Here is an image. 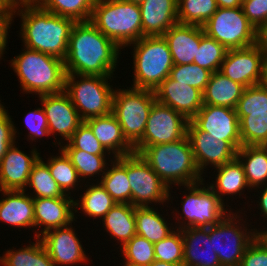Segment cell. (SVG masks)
Returning a JSON list of instances; mask_svg holds the SVG:
<instances>
[{"label": "cell", "mask_w": 267, "mask_h": 266, "mask_svg": "<svg viewBox=\"0 0 267 266\" xmlns=\"http://www.w3.org/2000/svg\"><path fill=\"white\" fill-rule=\"evenodd\" d=\"M15 11H0V59L6 52L7 39L9 36L8 30L14 18Z\"/></svg>", "instance_id": "816d5d0a"}, {"label": "cell", "mask_w": 267, "mask_h": 266, "mask_svg": "<svg viewBox=\"0 0 267 266\" xmlns=\"http://www.w3.org/2000/svg\"><path fill=\"white\" fill-rule=\"evenodd\" d=\"M265 148H267V141H266V143L263 145Z\"/></svg>", "instance_id": "03108f58"}, {"label": "cell", "mask_w": 267, "mask_h": 266, "mask_svg": "<svg viewBox=\"0 0 267 266\" xmlns=\"http://www.w3.org/2000/svg\"><path fill=\"white\" fill-rule=\"evenodd\" d=\"M23 47L65 60L75 21L44 10L38 3H16Z\"/></svg>", "instance_id": "7a4b0ae2"}, {"label": "cell", "mask_w": 267, "mask_h": 266, "mask_svg": "<svg viewBox=\"0 0 267 266\" xmlns=\"http://www.w3.org/2000/svg\"><path fill=\"white\" fill-rule=\"evenodd\" d=\"M0 102H1V100H0ZM3 108H4L3 104L0 103V111H1Z\"/></svg>", "instance_id": "e7e4bbea"}, {"label": "cell", "mask_w": 267, "mask_h": 266, "mask_svg": "<svg viewBox=\"0 0 267 266\" xmlns=\"http://www.w3.org/2000/svg\"><path fill=\"white\" fill-rule=\"evenodd\" d=\"M244 168L247 183L251 188L267 184V148L264 146H241L236 156Z\"/></svg>", "instance_id": "1f68e13d"}, {"label": "cell", "mask_w": 267, "mask_h": 266, "mask_svg": "<svg viewBox=\"0 0 267 266\" xmlns=\"http://www.w3.org/2000/svg\"><path fill=\"white\" fill-rule=\"evenodd\" d=\"M149 266H183V265L162 262L155 259Z\"/></svg>", "instance_id": "91938a15"}, {"label": "cell", "mask_w": 267, "mask_h": 266, "mask_svg": "<svg viewBox=\"0 0 267 266\" xmlns=\"http://www.w3.org/2000/svg\"><path fill=\"white\" fill-rule=\"evenodd\" d=\"M204 185L203 180L194 184L184 185L188 194L185 192L184 199L181 201L182 214L178 213L180 217L178 215L175 216L178 218V222L175 223H179V225L177 224L178 227L175 226V228H208L217 224L228 212H231V210L228 211V208H225V203L220 200L208 184ZM181 220L183 221L181 222Z\"/></svg>", "instance_id": "9c48e42d"}, {"label": "cell", "mask_w": 267, "mask_h": 266, "mask_svg": "<svg viewBox=\"0 0 267 266\" xmlns=\"http://www.w3.org/2000/svg\"><path fill=\"white\" fill-rule=\"evenodd\" d=\"M131 45L134 51L131 87L155 91L174 66L166 39L163 35L144 36L128 47Z\"/></svg>", "instance_id": "8992f818"}, {"label": "cell", "mask_w": 267, "mask_h": 266, "mask_svg": "<svg viewBox=\"0 0 267 266\" xmlns=\"http://www.w3.org/2000/svg\"><path fill=\"white\" fill-rule=\"evenodd\" d=\"M227 51L228 49L224 45L208 37L203 26H200V46L197 48L194 64L206 68L212 73L219 71Z\"/></svg>", "instance_id": "f35d334b"}, {"label": "cell", "mask_w": 267, "mask_h": 266, "mask_svg": "<svg viewBox=\"0 0 267 266\" xmlns=\"http://www.w3.org/2000/svg\"><path fill=\"white\" fill-rule=\"evenodd\" d=\"M58 153H60L58 156L53 155L48 158L45 164L48 166L51 176L61 190L71 196L70 191L76 190L79 185L78 182L82 181V179H80L78 172L66 153L61 148H59Z\"/></svg>", "instance_id": "8d00e7d4"}, {"label": "cell", "mask_w": 267, "mask_h": 266, "mask_svg": "<svg viewBox=\"0 0 267 266\" xmlns=\"http://www.w3.org/2000/svg\"><path fill=\"white\" fill-rule=\"evenodd\" d=\"M156 101L191 120L203 106V93L169 76L155 89Z\"/></svg>", "instance_id": "d6986e66"}, {"label": "cell", "mask_w": 267, "mask_h": 266, "mask_svg": "<svg viewBox=\"0 0 267 266\" xmlns=\"http://www.w3.org/2000/svg\"><path fill=\"white\" fill-rule=\"evenodd\" d=\"M18 148L14 143L0 162V191L24 190L32 167L40 158V153L34 147L28 155Z\"/></svg>", "instance_id": "ffe728a7"}, {"label": "cell", "mask_w": 267, "mask_h": 266, "mask_svg": "<svg viewBox=\"0 0 267 266\" xmlns=\"http://www.w3.org/2000/svg\"><path fill=\"white\" fill-rule=\"evenodd\" d=\"M22 51L10 61V67L24 93L41 96L64 92V60L26 47Z\"/></svg>", "instance_id": "277c9868"}, {"label": "cell", "mask_w": 267, "mask_h": 266, "mask_svg": "<svg viewBox=\"0 0 267 266\" xmlns=\"http://www.w3.org/2000/svg\"><path fill=\"white\" fill-rule=\"evenodd\" d=\"M154 206L135 207L136 234L153 244L165 239L176 229L173 226L169 227L173 224L168 223Z\"/></svg>", "instance_id": "4dcf8cb0"}, {"label": "cell", "mask_w": 267, "mask_h": 266, "mask_svg": "<svg viewBox=\"0 0 267 266\" xmlns=\"http://www.w3.org/2000/svg\"><path fill=\"white\" fill-rule=\"evenodd\" d=\"M15 3H37L39 0H13Z\"/></svg>", "instance_id": "6125c7cd"}, {"label": "cell", "mask_w": 267, "mask_h": 266, "mask_svg": "<svg viewBox=\"0 0 267 266\" xmlns=\"http://www.w3.org/2000/svg\"><path fill=\"white\" fill-rule=\"evenodd\" d=\"M35 228L44 227L35 231L39 237L48 230L64 227L76 221L74 215V198L65 195L57 198H33Z\"/></svg>", "instance_id": "44dd1931"}, {"label": "cell", "mask_w": 267, "mask_h": 266, "mask_svg": "<svg viewBox=\"0 0 267 266\" xmlns=\"http://www.w3.org/2000/svg\"><path fill=\"white\" fill-rule=\"evenodd\" d=\"M34 240L36 241L32 243V266H55L41 240L38 237Z\"/></svg>", "instance_id": "f5cc1de1"}, {"label": "cell", "mask_w": 267, "mask_h": 266, "mask_svg": "<svg viewBox=\"0 0 267 266\" xmlns=\"http://www.w3.org/2000/svg\"><path fill=\"white\" fill-rule=\"evenodd\" d=\"M240 266H267V244L258 236L246 247Z\"/></svg>", "instance_id": "7dc6e473"}, {"label": "cell", "mask_w": 267, "mask_h": 266, "mask_svg": "<svg viewBox=\"0 0 267 266\" xmlns=\"http://www.w3.org/2000/svg\"><path fill=\"white\" fill-rule=\"evenodd\" d=\"M187 137L190 141L196 165L202 176L209 166L218 167L232 161L237 150L228 142L212 137L199 130L191 121L187 125Z\"/></svg>", "instance_id": "2e32d148"}, {"label": "cell", "mask_w": 267, "mask_h": 266, "mask_svg": "<svg viewBox=\"0 0 267 266\" xmlns=\"http://www.w3.org/2000/svg\"><path fill=\"white\" fill-rule=\"evenodd\" d=\"M242 146H263L267 141V113L250 114L240 121Z\"/></svg>", "instance_id": "60d3db41"}, {"label": "cell", "mask_w": 267, "mask_h": 266, "mask_svg": "<svg viewBox=\"0 0 267 266\" xmlns=\"http://www.w3.org/2000/svg\"><path fill=\"white\" fill-rule=\"evenodd\" d=\"M124 1H128V2H132V3L140 4L144 0H124Z\"/></svg>", "instance_id": "be15d7a7"}, {"label": "cell", "mask_w": 267, "mask_h": 266, "mask_svg": "<svg viewBox=\"0 0 267 266\" xmlns=\"http://www.w3.org/2000/svg\"><path fill=\"white\" fill-rule=\"evenodd\" d=\"M205 34L227 49L245 48L257 43V30L244 15L242 6L217 8L203 25Z\"/></svg>", "instance_id": "8fae6325"}, {"label": "cell", "mask_w": 267, "mask_h": 266, "mask_svg": "<svg viewBox=\"0 0 267 266\" xmlns=\"http://www.w3.org/2000/svg\"><path fill=\"white\" fill-rule=\"evenodd\" d=\"M90 22L119 48L142 38L139 4L124 0H96Z\"/></svg>", "instance_id": "5b68a950"}, {"label": "cell", "mask_w": 267, "mask_h": 266, "mask_svg": "<svg viewBox=\"0 0 267 266\" xmlns=\"http://www.w3.org/2000/svg\"><path fill=\"white\" fill-rule=\"evenodd\" d=\"M190 121L212 137L228 141L236 150L242 146L239 118L233 108L203 104Z\"/></svg>", "instance_id": "9a60e30c"}, {"label": "cell", "mask_w": 267, "mask_h": 266, "mask_svg": "<svg viewBox=\"0 0 267 266\" xmlns=\"http://www.w3.org/2000/svg\"><path fill=\"white\" fill-rule=\"evenodd\" d=\"M74 149L83 150L93 155H106L109 153L93 135L91 128L83 122L67 141Z\"/></svg>", "instance_id": "f6af8a7d"}, {"label": "cell", "mask_w": 267, "mask_h": 266, "mask_svg": "<svg viewBox=\"0 0 267 266\" xmlns=\"http://www.w3.org/2000/svg\"><path fill=\"white\" fill-rule=\"evenodd\" d=\"M178 23L203 26L217 11L216 0H178Z\"/></svg>", "instance_id": "74e56055"}, {"label": "cell", "mask_w": 267, "mask_h": 266, "mask_svg": "<svg viewBox=\"0 0 267 266\" xmlns=\"http://www.w3.org/2000/svg\"><path fill=\"white\" fill-rule=\"evenodd\" d=\"M174 65L193 63L200 46V26L177 23L163 34Z\"/></svg>", "instance_id": "484cf974"}, {"label": "cell", "mask_w": 267, "mask_h": 266, "mask_svg": "<svg viewBox=\"0 0 267 266\" xmlns=\"http://www.w3.org/2000/svg\"><path fill=\"white\" fill-rule=\"evenodd\" d=\"M178 0H144L139 4L142 37L163 35L178 23Z\"/></svg>", "instance_id": "603a6c76"}, {"label": "cell", "mask_w": 267, "mask_h": 266, "mask_svg": "<svg viewBox=\"0 0 267 266\" xmlns=\"http://www.w3.org/2000/svg\"><path fill=\"white\" fill-rule=\"evenodd\" d=\"M111 77L113 78V76L66 74L64 92L70 97L83 121L112 112L115 89L108 81Z\"/></svg>", "instance_id": "52a82bcc"}, {"label": "cell", "mask_w": 267, "mask_h": 266, "mask_svg": "<svg viewBox=\"0 0 267 266\" xmlns=\"http://www.w3.org/2000/svg\"><path fill=\"white\" fill-rule=\"evenodd\" d=\"M113 159V160H112ZM109 160L111 168L107 167L100 178V184L110 194L116 203L131 204V188L127 176V155Z\"/></svg>", "instance_id": "f546056e"}, {"label": "cell", "mask_w": 267, "mask_h": 266, "mask_svg": "<svg viewBox=\"0 0 267 266\" xmlns=\"http://www.w3.org/2000/svg\"><path fill=\"white\" fill-rule=\"evenodd\" d=\"M93 135L113 158H119L135 152L134 147L126 140L117 118L111 112L107 115L93 117L84 121Z\"/></svg>", "instance_id": "cb8c5ba5"}, {"label": "cell", "mask_w": 267, "mask_h": 266, "mask_svg": "<svg viewBox=\"0 0 267 266\" xmlns=\"http://www.w3.org/2000/svg\"><path fill=\"white\" fill-rule=\"evenodd\" d=\"M15 4L13 0H0V11H15Z\"/></svg>", "instance_id": "680465c9"}, {"label": "cell", "mask_w": 267, "mask_h": 266, "mask_svg": "<svg viewBox=\"0 0 267 266\" xmlns=\"http://www.w3.org/2000/svg\"><path fill=\"white\" fill-rule=\"evenodd\" d=\"M119 49L90 21L75 22L64 60L66 74L112 76Z\"/></svg>", "instance_id": "6da1fadb"}, {"label": "cell", "mask_w": 267, "mask_h": 266, "mask_svg": "<svg viewBox=\"0 0 267 266\" xmlns=\"http://www.w3.org/2000/svg\"><path fill=\"white\" fill-rule=\"evenodd\" d=\"M39 158V160L33 165L31 173L29 175L27 187L33 189V198H57L63 197L66 194L61 190L57 182L51 176L50 170L45 162Z\"/></svg>", "instance_id": "d590c367"}, {"label": "cell", "mask_w": 267, "mask_h": 266, "mask_svg": "<svg viewBox=\"0 0 267 266\" xmlns=\"http://www.w3.org/2000/svg\"><path fill=\"white\" fill-rule=\"evenodd\" d=\"M183 236V266H221L209 237V227L181 229Z\"/></svg>", "instance_id": "7402d4cb"}, {"label": "cell", "mask_w": 267, "mask_h": 266, "mask_svg": "<svg viewBox=\"0 0 267 266\" xmlns=\"http://www.w3.org/2000/svg\"><path fill=\"white\" fill-rule=\"evenodd\" d=\"M262 187H265L264 189ZM259 189L261 188L263 192L260 191L261 195L259 196V200L257 201V204L259 206V210H261V214H263V218H267V184L261 187H258Z\"/></svg>", "instance_id": "11a10c76"}, {"label": "cell", "mask_w": 267, "mask_h": 266, "mask_svg": "<svg viewBox=\"0 0 267 266\" xmlns=\"http://www.w3.org/2000/svg\"><path fill=\"white\" fill-rule=\"evenodd\" d=\"M127 176L131 188V205L135 207L170 201V189L138 153L127 155Z\"/></svg>", "instance_id": "7c38bea8"}, {"label": "cell", "mask_w": 267, "mask_h": 266, "mask_svg": "<svg viewBox=\"0 0 267 266\" xmlns=\"http://www.w3.org/2000/svg\"><path fill=\"white\" fill-rule=\"evenodd\" d=\"M257 236L267 244V228L264 231L257 232Z\"/></svg>", "instance_id": "94428289"}, {"label": "cell", "mask_w": 267, "mask_h": 266, "mask_svg": "<svg viewBox=\"0 0 267 266\" xmlns=\"http://www.w3.org/2000/svg\"><path fill=\"white\" fill-rule=\"evenodd\" d=\"M134 150L169 189L172 184L183 187L204 180L196 165L187 135L176 142L134 147Z\"/></svg>", "instance_id": "3957f363"}, {"label": "cell", "mask_w": 267, "mask_h": 266, "mask_svg": "<svg viewBox=\"0 0 267 266\" xmlns=\"http://www.w3.org/2000/svg\"><path fill=\"white\" fill-rule=\"evenodd\" d=\"M232 210L217 224L209 227V237L221 266H240L246 247L259 232L255 228L247 229L249 227L238 214L241 212L236 214Z\"/></svg>", "instance_id": "30bf717a"}, {"label": "cell", "mask_w": 267, "mask_h": 266, "mask_svg": "<svg viewBox=\"0 0 267 266\" xmlns=\"http://www.w3.org/2000/svg\"><path fill=\"white\" fill-rule=\"evenodd\" d=\"M101 220L104 230L121 247L136 235L135 206L131 204L116 203Z\"/></svg>", "instance_id": "83f0119b"}, {"label": "cell", "mask_w": 267, "mask_h": 266, "mask_svg": "<svg viewBox=\"0 0 267 266\" xmlns=\"http://www.w3.org/2000/svg\"><path fill=\"white\" fill-rule=\"evenodd\" d=\"M219 8H237L242 6V0H216Z\"/></svg>", "instance_id": "9f6ffc18"}, {"label": "cell", "mask_w": 267, "mask_h": 266, "mask_svg": "<svg viewBox=\"0 0 267 266\" xmlns=\"http://www.w3.org/2000/svg\"><path fill=\"white\" fill-rule=\"evenodd\" d=\"M188 122L171 107L156 101L150 110L143 137L134 147H148L183 139L187 135Z\"/></svg>", "instance_id": "4fadbf2b"}, {"label": "cell", "mask_w": 267, "mask_h": 266, "mask_svg": "<svg viewBox=\"0 0 267 266\" xmlns=\"http://www.w3.org/2000/svg\"><path fill=\"white\" fill-rule=\"evenodd\" d=\"M38 238L55 266L86 264L85 262L89 260L72 222L67 226L48 230Z\"/></svg>", "instance_id": "e0dca14e"}, {"label": "cell", "mask_w": 267, "mask_h": 266, "mask_svg": "<svg viewBox=\"0 0 267 266\" xmlns=\"http://www.w3.org/2000/svg\"><path fill=\"white\" fill-rule=\"evenodd\" d=\"M257 44L267 54V22L257 30Z\"/></svg>", "instance_id": "db71d44e"}, {"label": "cell", "mask_w": 267, "mask_h": 266, "mask_svg": "<svg viewBox=\"0 0 267 266\" xmlns=\"http://www.w3.org/2000/svg\"><path fill=\"white\" fill-rule=\"evenodd\" d=\"M217 170L215 176V181L209 183L208 185L224 203L225 195H238L241 196V192L245 188L250 190V187L247 183L246 176L244 173V168L239 159L236 157L232 161L227 162L221 166L215 167ZM216 187V188H215Z\"/></svg>", "instance_id": "f1b7e54d"}, {"label": "cell", "mask_w": 267, "mask_h": 266, "mask_svg": "<svg viewBox=\"0 0 267 266\" xmlns=\"http://www.w3.org/2000/svg\"><path fill=\"white\" fill-rule=\"evenodd\" d=\"M44 10L75 22L90 21L96 0H39Z\"/></svg>", "instance_id": "e575fe53"}, {"label": "cell", "mask_w": 267, "mask_h": 266, "mask_svg": "<svg viewBox=\"0 0 267 266\" xmlns=\"http://www.w3.org/2000/svg\"><path fill=\"white\" fill-rule=\"evenodd\" d=\"M267 91V54L264 58V63L262 66L261 80L259 83Z\"/></svg>", "instance_id": "6f0895ef"}, {"label": "cell", "mask_w": 267, "mask_h": 266, "mask_svg": "<svg viewBox=\"0 0 267 266\" xmlns=\"http://www.w3.org/2000/svg\"><path fill=\"white\" fill-rule=\"evenodd\" d=\"M155 259L183 265V236L181 229H175L165 239L154 244Z\"/></svg>", "instance_id": "ee69618b"}, {"label": "cell", "mask_w": 267, "mask_h": 266, "mask_svg": "<svg viewBox=\"0 0 267 266\" xmlns=\"http://www.w3.org/2000/svg\"><path fill=\"white\" fill-rule=\"evenodd\" d=\"M212 72L194 63L174 65L169 77L179 83L197 88L202 93L209 82Z\"/></svg>", "instance_id": "7bdbcfd3"}, {"label": "cell", "mask_w": 267, "mask_h": 266, "mask_svg": "<svg viewBox=\"0 0 267 266\" xmlns=\"http://www.w3.org/2000/svg\"><path fill=\"white\" fill-rule=\"evenodd\" d=\"M1 266H32V242L18 250L14 247L0 256Z\"/></svg>", "instance_id": "f907efd6"}, {"label": "cell", "mask_w": 267, "mask_h": 266, "mask_svg": "<svg viewBox=\"0 0 267 266\" xmlns=\"http://www.w3.org/2000/svg\"><path fill=\"white\" fill-rule=\"evenodd\" d=\"M265 56V51L257 43L245 48L228 49L219 71L245 88L257 85L261 80Z\"/></svg>", "instance_id": "5bb4252c"}, {"label": "cell", "mask_w": 267, "mask_h": 266, "mask_svg": "<svg viewBox=\"0 0 267 266\" xmlns=\"http://www.w3.org/2000/svg\"><path fill=\"white\" fill-rule=\"evenodd\" d=\"M59 140L61 142L59 141L57 144L59 143L60 148L71 160L79 177L82 178V182L87 178L90 180V177H94V175L103 177L108 165V163L106 164V155L89 154L83 150L74 149L68 142L65 144L61 139ZM61 143L64 144L61 145Z\"/></svg>", "instance_id": "836d02e7"}, {"label": "cell", "mask_w": 267, "mask_h": 266, "mask_svg": "<svg viewBox=\"0 0 267 266\" xmlns=\"http://www.w3.org/2000/svg\"><path fill=\"white\" fill-rule=\"evenodd\" d=\"M5 107L0 111V162L6 151L16 143L17 129Z\"/></svg>", "instance_id": "c3c4849f"}, {"label": "cell", "mask_w": 267, "mask_h": 266, "mask_svg": "<svg viewBox=\"0 0 267 266\" xmlns=\"http://www.w3.org/2000/svg\"><path fill=\"white\" fill-rule=\"evenodd\" d=\"M0 221L20 228L35 227L33 197L25 190H2Z\"/></svg>", "instance_id": "d4e9b609"}, {"label": "cell", "mask_w": 267, "mask_h": 266, "mask_svg": "<svg viewBox=\"0 0 267 266\" xmlns=\"http://www.w3.org/2000/svg\"><path fill=\"white\" fill-rule=\"evenodd\" d=\"M235 111L239 121L250 114L267 113V91L260 84L246 87Z\"/></svg>", "instance_id": "b9f144b4"}, {"label": "cell", "mask_w": 267, "mask_h": 266, "mask_svg": "<svg viewBox=\"0 0 267 266\" xmlns=\"http://www.w3.org/2000/svg\"><path fill=\"white\" fill-rule=\"evenodd\" d=\"M242 9L256 30L267 22V0H242Z\"/></svg>", "instance_id": "681fc988"}, {"label": "cell", "mask_w": 267, "mask_h": 266, "mask_svg": "<svg viewBox=\"0 0 267 266\" xmlns=\"http://www.w3.org/2000/svg\"><path fill=\"white\" fill-rule=\"evenodd\" d=\"M85 184L87 189L79 196L80 200H74V215L78 208L82 209L84 215L94 219L103 218L107 212L116 204L110 194L104 189L97 179V183ZM77 208V209H76Z\"/></svg>", "instance_id": "d6a6232c"}, {"label": "cell", "mask_w": 267, "mask_h": 266, "mask_svg": "<svg viewBox=\"0 0 267 266\" xmlns=\"http://www.w3.org/2000/svg\"><path fill=\"white\" fill-rule=\"evenodd\" d=\"M45 111L50 136L55 134L68 141L84 122L77 109L65 93L38 96ZM52 134V135H51Z\"/></svg>", "instance_id": "ac0fdd59"}, {"label": "cell", "mask_w": 267, "mask_h": 266, "mask_svg": "<svg viewBox=\"0 0 267 266\" xmlns=\"http://www.w3.org/2000/svg\"><path fill=\"white\" fill-rule=\"evenodd\" d=\"M244 89L220 71L213 72L203 92V104L235 109Z\"/></svg>", "instance_id": "4316f807"}, {"label": "cell", "mask_w": 267, "mask_h": 266, "mask_svg": "<svg viewBox=\"0 0 267 266\" xmlns=\"http://www.w3.org/2000/svg\"><path fill=\"white\" fill-rule=\"evenodd\" d=\"M156 102L154 91L127 87L114 90L112 113L126 140L134 147L143 137L148 116Z\"/></svg>", "instance_id": "ba28073f"}, {"label": "cell", "mask_w": 267, "mask_h": 266, "mask_svg": "<svg viewBox=\"0 0 267 266\" xmlns=\"http://www.w3.org/2000/svg\"><path fill=\"white\" fill-rule=\"evenodd\" d=\"M25 126L30 131L28 140L31 142L41 138L43 136H50L48 130V122L44 109L41 107L36 108V110H31L25 116Z\"/></svg>", "instance_id": "bcb514c9"}, {"label": "cell", "mask_w": 267, "mask_h": 266, "mask_svg": "<svg viewBox=\"0 0 267 266\" xmlns=\"http://www.w3.org/2000/svg\"><path fill=\"white\" fill-rule=\"evenodd\" d=\"M120 250L125 260L123 264L129 266H149L155 260L154 244L137 234L120 247Z\"/></svg>", "instance_id": "ab89813d"}]
</instances>
